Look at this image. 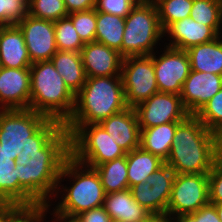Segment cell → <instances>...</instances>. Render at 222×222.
I'll list each match as a JSON object with an SVG mask.
<instances>
[{"mask_svg":"<svg viewBox=\"0 0 222 222\" xmlns=\"http://www.w3.org/2000/svg\"><path fill=\"white\" fill-rule=\"evenodd\" d=\"M106 194L129 189L126 155L94 167Z\"/></svg>","mask_w":222,"mask_h":222,"instance_id":"27","label":"cell"},{"mask_svg":"<svg viewBox=\"0 0 222 222\" xmlns=\"http://www.w3.org/2000/svg\"><path fill=\"white\" fill-rule=\"evenodd\" d=\"M191 70L222 76V35L213 41L186 50Z\"/></svg>","mask_w":222,"mask_h":222,"instance_id":"22","label":"cell"},{"mask_svg":"<svg viewBox=\"0 0 222 222\" xmlns=\"http://www.w3.org/2000/svg\"><path fill=\"white\" fill-rule=\"evenodd\" d=\"M175 175L174 170L164 163L146 179V182L151 185V189L156 193V214L167 213Z\"/></svg>","mask_w":222,"mask_h":222,"instance_id":"28","label":"cell"},{"mask_svg":"<svg viewBox=\"0 0 222 222\" xmlns=\"http://www.w3.org/2000/svg\"><path fill=\"white\" fill-rule=\"evenodd\" d=\"M51 206L47 204L16 205L5 217L3 222H49L46 217Z\"/></svg>","mask_w":222,"mask_h":222,"instance_id":"33","label":"cell"},{"mask_svg":"<svg viewBox=\"0 0 222 222\" xmlns=\"http://www.w3.org/2000/svg\"><path fill=\"white\" fill-rule=\"evenodd\" d=\"M66 178H69V180ZM64 180L70 181L68 183L70 186L67 184L64 186ZM105 195L96 169L69 156L65 160L59 175L57 190L52 200V202L54 200L57 202V198L59 202L55 203V208H51V215L76 217L81 212L102 207Z\"/></svg>","mask_w":222,"mask_h":222,"instance_id":"3","label":"cell"},{"mask_svg":"<svg viewBox=\"0 0 222 222\" xmlns=\"http://www.w3.org/2000/svg\"><path fill=\"white\" fill-rule=\"evenodd\" d=\"M180 122H168L141 129L140 147L166 161L169 157L176 127Z\"/></svg>","mask_w":222,"mask_h":222,"instance_id":"23","label":"cell"},{"mask_svg":"<svg viewBox=\"0 0 222 222\" xmlns=\"http://www.w3.org/2000/svg\"><path fill=\"white\" fill-rule=\"evenodd\" d=\"M16 160L0 144V202L19 205V180Z\"/></svg>","mask_w":222,"mask_h":222,"instance_id":"26","label":"cell"},{"mask_svg":"<svg viewBox=\"0 0 222 222\" xmlns=\"http://www.w3.org/2000/svg\"><path fill=\"white\" fill-rule=\"evenodd\" d=\"M103 207L111 218L125 222H145L152 215L133 198L130 189L106 194Z\"/></svg>","mask_w":222,"mask_h":222,"instance_id":"20","label":"cell"},{"mask_svg":"<svg viewBox=\"0 0 222 222\" xmlns=\"http://www.w3.org/2000/svg\"><path fill=\"white\" fill-rule=\"evenodd\" d=\"M99 124L112 134V138L126 153L140 147L141 129L134 108L128 107Z\"/></svg>","mask_w":222,"mask_h":222,"instance_id":"18","label":"cell"},{"mask_svg":"<svg viewBox=\"0 0 222 222\" xmlns=\"http://www.w3.org/2000/svg\"><path fill=\"white\" fill-rule=\"evenodd\" d=\"M110 222H125L124 220L111 218Z\"/></svg>","mask_w":222,"mask_h":222,"instance_id":"50","label":"cell"},{"mask_svg":"<svg viewBox=\"0 0 222 222\" xmlns=\"http://www.w3.org/2000/svg\"><path fill=\"white\" fill-rule=\"evenodd\" d=\"M27 165L16 164L19 205L52 204L65 160L70 156V134L63 127Z\"/></svg>","mask_w":222,"mask_h":222,"instance_id":"1","label":"cell"},{"mask_svg":"<svg viewBox=\"0 0 222 222\" xmlns=\"http://www.w3.org/2000/svg\"><path fill=\"white\" fill-rule=\"evenodd\" d=\"M121 77L128 107L134 108L137 104L159 92L153 54L124 57Z\"/></svg>","mask_w":222,"mask_h":222,"instance_id":"9","label":"cell"},{"mask_svg":"<svg viewBox=\"0 0 222 222\" xmlns=\"http://www.w3.org/2000/svg\"><path fill=\"white\" fill-rule=\"evenodd\" d=\"M50 60L56 71L62 76L66 86L76 95L87 78L80 52L57 50Z\"/></svg>","mask_w":222,"mask_h":222,"instance_id":"21","label":"cell"},{"mask_svg":"<svg viewBox=\"0 0 222 222\" xmlns=\"http://www.w3.org/2000/svg\"><path fill=\"white\" fill-rule=\"evenodd\" d=\"M158 10L153 0L139 1L125 18L121 55H151L163 42ZM157 45V46H156Z\"/></svg>","mask_w":222,"mask_h":222,"instance_id":"7","label":"cell"},{"mask_svg":"<svg viewBox=\"0 0 222 222\" xmlns=\"http://www.w3.org/2000/svg\"><path fill=\"white\" fill-rule=\"evenodd\" d=\"M217 160L213 131L195 115H189L177 125L171 151L165 161L176 174L209 173Z\"/></svg>","mask_w":222,"mask_h":222,"instance_id":"4","label":"cell"},{"mask_svg":"<svg viewBox=\"0 0 222 222\" xmlns=\"http://www.w3.org/2000/svg\"><path fill=\"white\" fill-rule=\"evenodd\" d=\"M0 65L7 68L32 65L22 31L16 24L0 27Z\"/></svg>","mask_w":222,"mask_h":222,"instance_id":"19","label":"cell"},{"mask_svg":"<svg viewBox=\"0 0 222 222\" xmlns=\"http://www.w3.org/2000/svg\"><path fill=\"white\" fill-rule=\"evenodd\" d=\"M189 17L222 35V0H193Z\"/></svg>","mask_w":222,"mask_h":222,"instance_id":"29","label":"cell"},{"mask_svg":"<svg viewBox=\"0 0 222 222\" xmlns=\"http://www.w3.org/2000/svg\"><path fill=\"white\" fill-rule=\"evenodd\" d=\"M137 3V0H95L94 9L97 12L109 13L126 18Z\"/></svg>","mask_w":222,"mask_h":222,"instance_id":"37","label":"cell"},{"mask_svg":"<svg viewBox=\"0 0 222 222\" xmlns=\"http://www.w3.org/2000/svg\"><path fill=\"white\" fill-rule=\"evenodd\" d=\"M208 203V173L175 175L167 214H191Z\"/></svg>","mask_w":222,"mask_h":222,"instance_id":"10","label":"cell"},{"mask_svg":"<svg viewBox=\"0 0 222 222\" xmlns=\"http://www.w3.org/2000/svg\"><path fill=\"white\" fill-rule=\"evenodd\" d=\"M86 77L121 76L124 57L98 42L85 43L80 51Z\"/></svg>","mask_w":222,"mask_h":222,"instance_id":"16","label":"cell"},{"mask_svg":"<svg viewBox=\"0 0 222 222\" xmlns=\"http://www.w3.org/2000/svg\"><path fill=\"white\" fill-rule=\"evenodd\" d=\"M195 116L213 131L222 123V88L195 114Z\"/></svg>","mask_w":222,"mask_h":222,"instance_id":"35","label":"cell"},{"mask_svg":"<svg viewBox=\"0 0 222 222\" xmlns=\"http://www.w3.org/2000/svg\"><path fill=\"white\" fill-rule=\"evenodd\" d=\"M172 222H201V208L191 214L172 216Z\"/></svg>","mask_w":222,"mask_h":222,"instance_id":"44","label":"cell"},{"mask_svg":"<svg viewBox=\"0 0 222 222\" xmlns=\"http://www.w3.org/2000/svg\"><path fill=\"white\" fill-rule=\"evenodd\" d=\"M76 218L81 222H110L111 220V217L103 206L81 212Z\"/></svg>","mask_w":222,"mask_h":222,"instance_id":"40","label":"cell"},{"mask_svg":"<svg viewBox=\"0 0 222 222\" xmlns=\"http://www.w3.org/2000/svg\"><path fill=\"white\" fill-rule=\"evenodd\" d=\"M70 134V156L89 167L126 155L100 124L64 125Z\"/></svg>","mask_w":222,"mask_h":222,"instance_id":"8","label":"cell"},{"mask_svg":"<svg viewBox=\"0 0 222 222\" xmlns=\"http://www.w3.org/2000/svg\"><path fill=\"white\" fill-rule=\"evenodd\" d=\"M54 30L57 50L71 52H80L82 50L84 43L68 17L54 22Z\"/></svg>","mask_w":222,"mask_h":222,"instance_id":"31","label":"cell"},{"mask_svg":"<svg viewBox=\"0 0 222 222\" xmlns=\"http://www.w3.org/2000/svg\"><path fill=\"white\" fill-rule=\"evenodd\" d=\"M27 13L52 22L68 16L64 0H30Z\"/></svg>","mask_w":222,"mask_h":222,"instance_id":"32","label":"cell"},{"mask_svg":"<svg viewBox=\"0 0 222 222\" xmlns=\"http://www.w3.org/2000/svg\"><path fill=\"white\" fill-rule=\"evenodd\" d=\"M30 68H0V109H29Z\"/></svg>","mask_w":222,"mask_h":222,"instance_id":"14","label":"cell"},{"mask_svg":"<svg viewBox=\"0 0 222 222\" xmlns=\"http://www.w3.org/2000/svg\"><path fill=\"white\" fill-rule=\"evenodd\" d=\"M165 36L169 41L164 43L165 46L186 51L193 46L211 42L219 35L210 26L188 17L172 23L164 31Z\"/></svg>","mask_w":222,"mask_h":222,"instance_id":"17","label":"cell"},{"mask_svg":"<svg viewBox=\"0 0 222 222\" xmlns=\"http://www.w3.org/2000/svg\"><path fill=\"white\" fill-rule=\"evenodd\" d=\"M17 2H21L27 9L29 7L30 4V0H15Z\"/></svg>","mask_w":222,"mask_h":222,"instance_id":"49","label":"cell"},{"mask_svg":"<svg viewBox=\"0 0 222 222\" xmlns=\"http://www.w3.org/2000/svg\"><path fill=\"white\" fill-rule=\"evenodd\" d=\"M215 152L218 159H222V123L213 130Z\"/></svg>","mask_w":222,"mask_h":222,"instance_id":"43","label":"cell"},{"mask_svg":"<svg viewBox=\"0 0 222 222\" xmlns=\"http://www.w3.org/2000/svg\"><path fill=\"white\" fill-rule=\"evenodd\" d=\"M30 110L63 125L75 107V95L66 86L51 60L38 61L30 66Z\"/></svg>","mask_w":222,"mask_h":222,"instance_id":"6","label":"cell"},{"mask_svg":"<svg viewBox=\"0 0 222 222\" xmlns=\"http://www.w3.org/2000/svg\"><path fill=\"white\" fill-rule=\"evenodd\" d=\"M221 88V75L191 70L180 97L188 113L195 115Z\"/></svg>","mask_w":222,"mask_h":222,"instance_id":"15","label":"cell"},{"mask_svg":"<svg viewBox=\"0 0 222 222\" xmlns=\"http://www.w3.org/2000/svg\"><path fill=\"white\" fill-rule=\"evenodd\" d=\"M16 205L7 202H0V222H3L4 217L15 207Z\"/></svg>","mask_w":222,"mask_h":222,"instance_id":"46","label":"cell"},{"mask_svg":"<svg viewBox=\"0 0 222 222\" xmlns=\"http://www.w3.org/2000/svg\"><path fill=\"white\" fill-rule=\"evenodd\" d=\"M128 108L121 76L87 77L75 95V107L64 125L99 124Z\"/></svg>","mask_w":222,"mask_h":222,"instance_id":"5","label":"cell"},{"mask_svg":"<svg viewBox=\"0 0 222 222\" xmlns=\"http://www.w3.org/2000/svg\"><path fill=\"white\" fill-rule=\"evenodd\" d=\"M124 28L125 18L96 11L95 42L113 48L121 54Z\"/></svg>","mask_w":222,"mask_h":222,"instance_id":"25","label":"cell"},{"mask_svg":"<svg viewBox=\"0 0 222 222\" xmlns=\"http://www.w3.org/2000/svg\"><path fill=\"white\" fill-rule=\"evenodd\" d=\"M73 23L82 42H95L96 35V10L73 12L67 16Z\"/></svg>","mask_w":222,"mask_h":222,"instance_id":"34","label":"cell"},{"mask_svg":"<svg viewBox=\"0 0 222 222\" xmlns=\"http://www.w3.org/2000/svg\"><path fill=\"white\" fill-rule=\"evenodd\" d=\"M133 198L151 214H156V193L148 182L139 183L129 188Z\"/></svg>","mask_w":222,"mask_h":222,"instance_id":"38","label":"cell"},{"mask_svg":"<svg viewBox=\"0 0 222 222\" xmlns=\"http://www.w3.org/2000/svg\"><path fill=\"white\" fill-rule=\"evenodd\" d=\"M51 222H81L76 217L64 216V215H53Z\"/></svg>","mask_w":222,"mask_h":222,"instance_id":"47","label":"cell"},{"mask_svg":"<svg viewBox=\"0 0 222 222\" xmlns=\"http://www.w3.org/2000/svg\"><path fill=\"white\" fill-rule=\"evenodd\" d=\"M68 14L95 8V0H64Z\"/></svg>","mask_w":222,"mask_h":222,"instance_id":"41","label":"cell"},{"mask_svg":"<svg viewBox=\"0 0 222 222\" xmlns=\"http://www.w3.org/2000/svg\"><path fill=\"white\" fill-rule=\"evenodd\" d=\"M22 31L32 63L50 60L57 52L54 22L30 16L16 24Z\"/></svg>","mask_w":222,"mask_h":222,"instance_id":"13","label":"cell"},{"mask_svg":"<svg viewBox=\"0 0 222 222\" xmlns=\"http://www.w3.org/2000/svg\"><path fill=\"white\" fill-rule=\"evenodd\" d=\"M145 222H172V216L167 213L152 214Z\"/></svg>","mask_w":222,"mask_h":222,"instance_id":"45","label":"cell"},{"mask_svg":"<svg viewBox=\"0 0 222 222\" xmlns=\"http://www.w3.org/2000/svg\"><path fill=\"white\" fill-rule=\"evenodd\" d=\"M160 53H153V65L158 90L161 93L180 95L191 71L187 51L164 45ZM159 53V55L157 54ZM157 55V56H156Z\"/></svg>","mask_w":222,"mask_h":222,"instance_id":"11","label":"cell"},{"mask_svg":"<svg viewBox=\"0 0 222 222\" xmlns=\"http://www.w3.org/2000/svg\"><path fill=\"white\" fill-rule=\"evenodd\" d=\"M140 129L168 122H182L190 114L180 95L158 92L134 107Z\"/></svg>","mask_w":222,"mask_h":222,"instance_id":"12","label":"cell"},{"mask_svg":"<svg viewBox=\"0 0 222 222\" xmlns=\"http://www.w3.org/2000/svg\"><path fill=\"white\" fill-rule=\"evenodd\" d=\"M218 213V216L220 218V221L222 222V203L220 204H214Z\"/></svg>","mask_w":222,"mask_h":222,"instance_id":"48","label":"cell"},{"mask_svg":"<svg viewBox=\"0 0 222 222\" xmlns=\"http://www.w3.org/2000/svg\"><path fill=\"white\" fill-rule=\"evenodd\" d=\"M126 162L129 188L146 182L165 163L159 156L144 151L141 147L126 153Z\"/></svg>","mask_w":222,"mask_h":222,"instance_id":"24","label":"cell"},{"mask_svg":"<svg viewBox=\"0 0 222 222\" xmlns=\"http://www.w3.org/2000/svg\"><path fill=\"white\" fill-rule=\"evenodd\" d=\"M64 125L30 109H0V144L16 164L30 163Z\"/></svg>","mask_w":222,"mask_h":222,"instance_id":"2","label":"cell"},{"mask_svg":"<svg viewBox=\"0 0 222 222\" xmlns=\"http://www.w3.org/2000/svg\"><path fill=\"white\" fill-rule=\"evenodd\" d=\"M201 222H221L214 204L209 202L201 207Z\"/></svg>","mask_w":222,"mask_h":222,"instance_id":"42","label":"cell"},{"mask_svg":"<svg viewBox=\"0 0 222 222\" xmlns=\"http://www.w3.org/2000/svg\"><path fill=\"white\" fill-rule=\"evenodd\" d=\"M158 10L162 29L165 31L172 23L188 18L193 0H153Z\"/></svg>","mask_w":222,"mask_h":222,"instance_id":"30","label":"cell"},{"mask_svg":"<svg viewBox=\"0 0 222 222\" xmlns=\"http://www.w3.org/2000/svg\"><path fill=\"white\" fill-rule=\"evenodd\" d=\"M209 202L212 204L222 203V160L218 159L212 170L208 173Z\"/></svg>","mask_w":222,"mask_h":222,"instance_id":"39","label":"cell"},{"mask_svg":"<svg viewBox=\"0 0 222 222\" xmlns=\"http://www.w3.org/2000/svg\"><path fill=\"white\" fill-rule=\"evenodd\" d=\"M27 15V8L15 0H0V26L18 24Z\"/></svg>","mask_w":222,"mask_h":222,"instance_id":"36","label":"cell"}]
</instances>
